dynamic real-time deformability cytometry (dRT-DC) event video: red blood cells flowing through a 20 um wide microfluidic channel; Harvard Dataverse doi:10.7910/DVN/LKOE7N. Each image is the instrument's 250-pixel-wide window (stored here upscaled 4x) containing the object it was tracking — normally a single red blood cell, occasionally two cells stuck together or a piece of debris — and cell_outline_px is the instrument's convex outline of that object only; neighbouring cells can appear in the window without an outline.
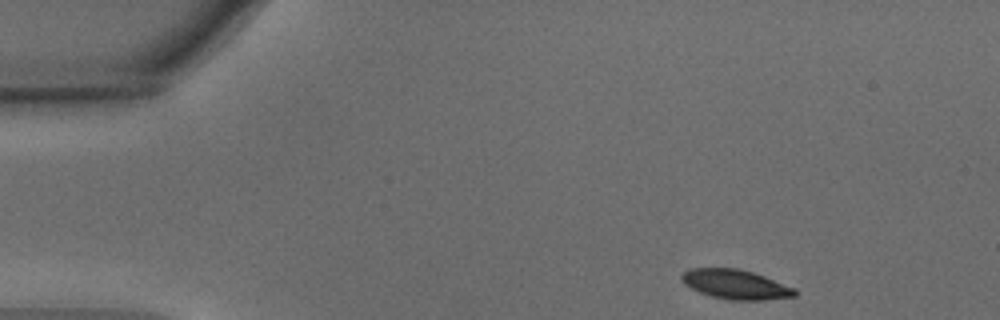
{"species": "common noctule bat (a hibernating species)", "species_latin": "Nyctalus noctula", "temperature_condition": "warm", "stored_images_in_passage": 39, "camera_frame_rate_fps": 3000, "um_per_image_px": 0.085, "animal": {"sex": "male", "body_mass_g": 15.6}, "frame": {"image": 1, "passage_image": 1, "time_ms": 0.0, "image_size_px": [1000, 320], "cell_outline_px": [[796, 296], [764, 300], [732, 300], [712, 296], [700, 292], [684, 284], [680, 276], [684, 272], [692, 268], [736, 268], [752, 272], [764, 276], [796, 288]], "centroid_in_image_um": [62.54, 24.17], "position_along_channel_um": 22.5, "area_um2": 19.31}}
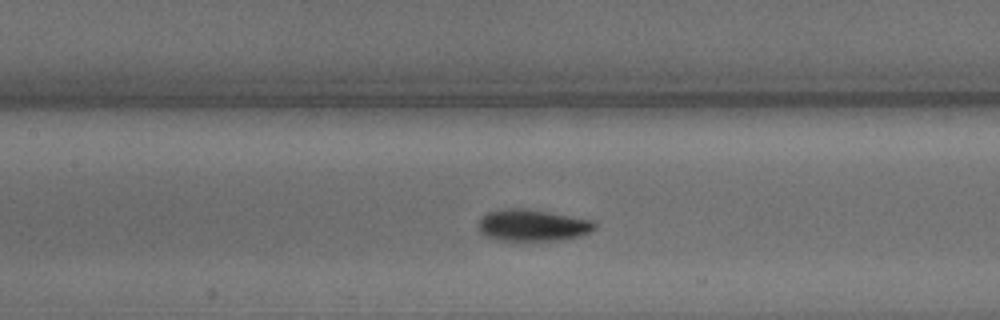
{"frame": {"image": 2, "passage_image": 19, "time_ms": 6.0, "image_size_px": [1000, 320], "cell_outline_px": [[596, 228], [580, 236], [564, 240], [496, 240], [484, 236], [476, 228], [476, 224], [480, 216], [496, 208], [524, 208], [548, 212], [592, 220], [596, 224]], "centroid_in_image_um": [45.17, 19.14], "position_along_channel_um": 162.2, "area_um2": 21.85}}
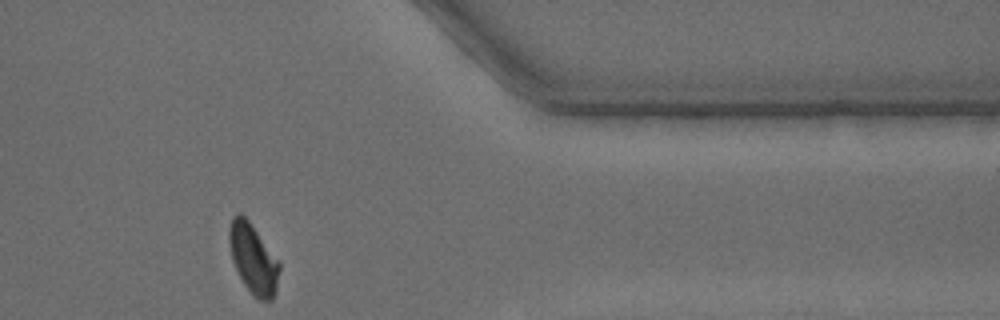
{"frame": {"image": 3, "passage_image": 39, "time_ms": 12.667, "image_size_px": [1000, 320], "cell_outline_px": [[280, 268], [276, 292], [272, 300], [260, 300], [244, 284], [232, 260], [228, 240], [228, 232], [232, 216], [236, 212], [240, 212], [248, 220], [280, 260]], "centroid_in_image_um": [21.53, 21.95], "position_along_channel_um": 389.9, "area_um2": 20.46}, "authors_computed_cell_mechanics": {"area_um2": 21.0392, "velocity_mm_per_s": 3.6968, "shape_relaxation_time_tau1_ms": 2.0391, "shape_relaxation_time_tau2_ms": 1.532, "deformation_change_tau1": 0.1183, "deformation_change_tau2": 0.0608}}